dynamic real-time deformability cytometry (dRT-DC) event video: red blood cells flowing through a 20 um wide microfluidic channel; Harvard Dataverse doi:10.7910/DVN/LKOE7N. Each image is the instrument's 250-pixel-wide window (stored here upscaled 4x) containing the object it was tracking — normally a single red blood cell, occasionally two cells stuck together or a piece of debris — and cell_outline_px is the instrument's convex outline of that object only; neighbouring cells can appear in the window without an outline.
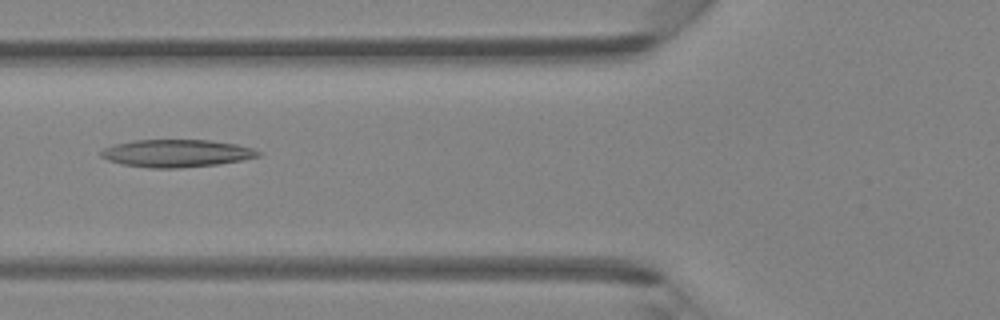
{"species": "Egyptian fruit bat (a non-hibernating species)", "species_latin": "Rousettus aegyptiacus", "temperature_condition": "room temperature", "stored_images_in_passage": 34, "camera_frame_rate_fps": 3000, "um_per_image_px": 0.085, "animal": {"sex": "female"}, "frame": {"image": 1, "passage_image": 6, "time_ms": 1.667, "image_size_px": [1000, 320], "cell_outline_px": [[260, 156], [240, 160], [216, 164], [180, 168], [148, 168], [124, 164], [108, 160], [100, 156], [100, 152], [104, 148], [112, 144], [132, 140], [208, 140], [236, 144], [252, 148], [260, 152]], "centroid_in_image_um": [14.95, 13.02], "position_along_channel_um": 110.8, "area_um2": 25.14}}
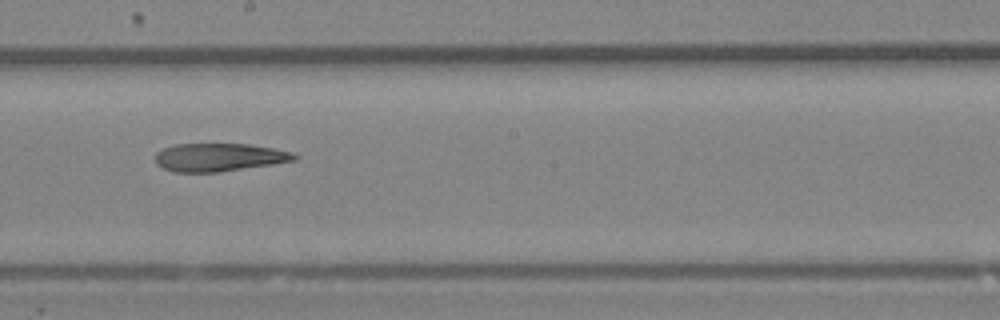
{"frame": {"image": 2, "passage_image": 14, "time_ms": 4.333, "image_size_px": [1000, 320], "cell_outline_px": [[300, 156], [296, 160], [272, 164], [220, 172], [172, 172], [156, 164], [156, 152], [164, 148], [176, 144], [248, 144], [272, 148], [292, 152]], "centroid_in_image_um": [18.63, 13.37], "position_along_channel_um": 229.6, "area_um2": 22.72}}
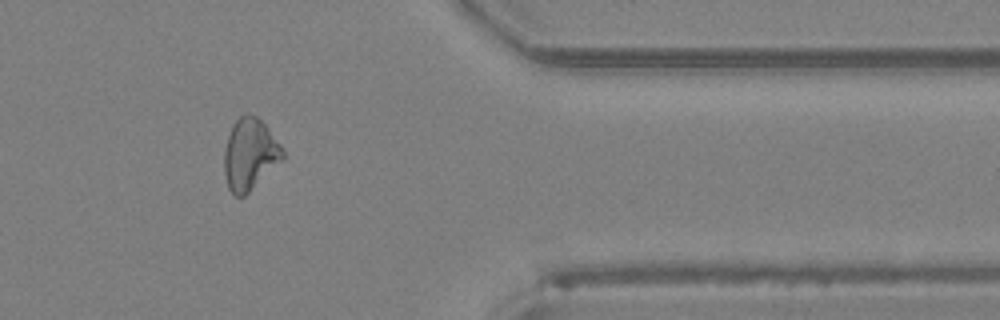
{"frame": {"image": 3, "passage_image": 26, "time_ms": 8.333, "image_size_px": [1000, 320], "cell_outline_px": [[284, 160], [244, 196], [236, 196], [228, 188], [224, 172], [224, 148], [232, 124], [244, 112], [248, 112], [256, 116], [268, 128], [280, 144], [284, 152]], "centroid_in_image_um": [21.24, 13.1], "position_along_channel_um": 390.2, "area_um2": 24.51}}